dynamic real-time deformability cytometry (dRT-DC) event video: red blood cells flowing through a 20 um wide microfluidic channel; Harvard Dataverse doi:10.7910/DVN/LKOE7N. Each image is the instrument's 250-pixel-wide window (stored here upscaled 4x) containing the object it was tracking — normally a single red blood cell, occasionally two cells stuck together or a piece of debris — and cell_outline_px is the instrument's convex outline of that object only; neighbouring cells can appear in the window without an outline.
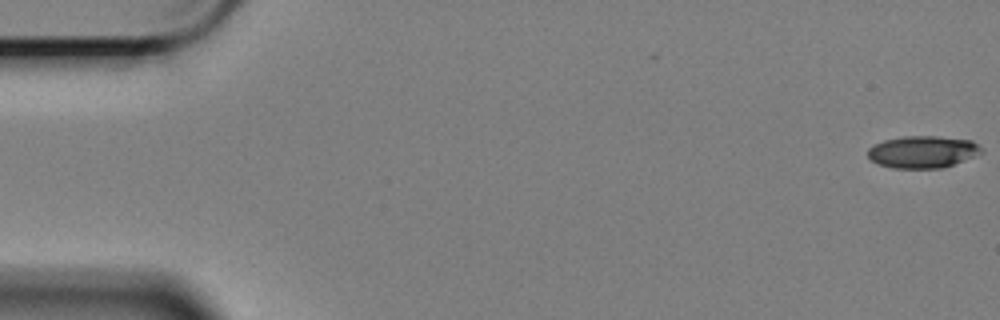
{"species": "Egyptian fruit bat (a non-hibernating species)", "species_latin": "Rousettus aegyptiacus", "temperature_condition": "cold", "stored_images_in_passage": 5, "camera_frame_rate_fps": 3000, "um_per_image_px": 0.085, "animal": {"sex": "female"}, "frame": {"image": 1, "passage_image": 1, "time_ms": 0.0, "image_size_px": [1000, 320], "cell_outline_px": [[984, 152], [944, 168], [892, 168], [880, 164], [872, 160], [868, 156], [868, 148], [884, 140], [904, 136], [936, 136], [972, 140], [984, 148]], "centroid_in_image_um": [78.47, 12.9], "position_along_channel_um": 6.5, "area_um2": 21.27}}